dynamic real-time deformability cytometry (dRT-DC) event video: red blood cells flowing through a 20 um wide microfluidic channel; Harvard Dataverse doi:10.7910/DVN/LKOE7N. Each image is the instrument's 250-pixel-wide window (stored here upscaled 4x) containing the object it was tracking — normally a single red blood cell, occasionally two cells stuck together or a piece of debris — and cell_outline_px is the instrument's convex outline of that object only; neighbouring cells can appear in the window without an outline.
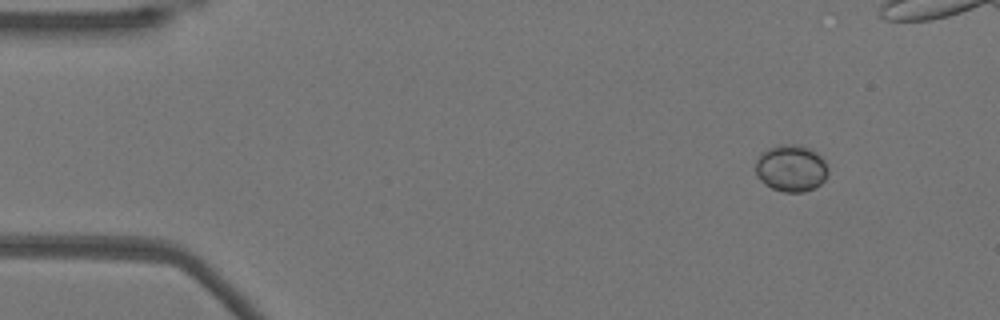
{"species": "Egyptian fruit bat (a non-hibernating species)", "species_latin": "Rousettus aegyptiacus", "temperature_condition": "warm", "stored_images_in_passage": 9, "camera_frame_rate_fps": 3000, "um_per_image_px": 0.085, "animal": {"sex": "female"}, "frame": {"image": 1, "passage_image": 1, "time_ms": 0.0, "image_size_px": [1000, 320], "cell_outline_px": [[828, 172], [824, 180], [816, 188], [804, 192], [784, 192], [772, 188], [764, 184], [756, 176], [756, 160], [768, 148], [780, 144], [792, 144], [808, 148], [816, 152], [824, 160], [828, 168]], "centroid_in_image_um": [67.25, 14.32], "position_along_channel_um": 17.8, "area_um2": 19.77}}